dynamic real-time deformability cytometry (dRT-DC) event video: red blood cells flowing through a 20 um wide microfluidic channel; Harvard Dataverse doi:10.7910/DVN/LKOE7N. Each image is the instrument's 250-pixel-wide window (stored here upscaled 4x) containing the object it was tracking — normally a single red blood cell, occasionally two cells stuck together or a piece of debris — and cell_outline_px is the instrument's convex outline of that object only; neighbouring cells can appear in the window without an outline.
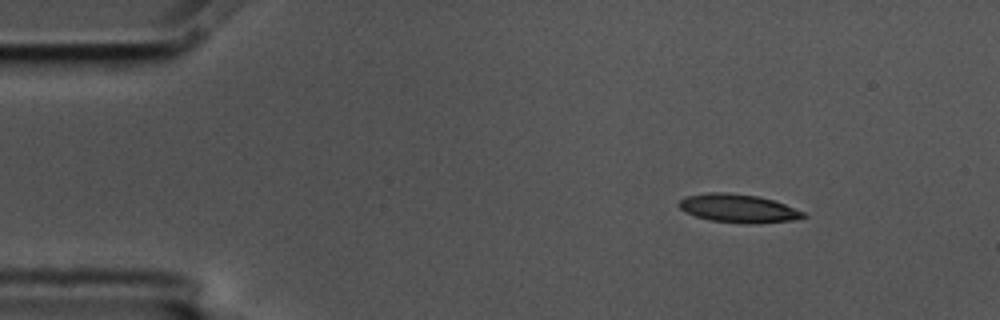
{"species": "common noctule bat (a hibernating species)", "species_latin": "Nyctalus noctula", "temperature_condition": "cold", "stored_images_in_passage": 51, "camera_frame_rate_fps": 3000, "um_per_image_px": 0.085, "animal": {"sex": "male", "body_mass_g": 17.5, "forearm_length_mm": 52.3}, "frame": {"image": 1, "passage_image": 1, "time_ms": 0.0, "image_size_px": [1000, 320], "cell_outline_px": [[808, 216], [792, 220], [752, 224], [744, 224], [708, 220], [684, 212], [676, 204], [680, 200], [688, 196], [708, 192], [728, 192], [760, 196], [784, 204], [804, 212]], "centroid_in_image_um": [62.72, 17.71], "position_along_channel_um": 22.3, "area_um2": 20.69}}
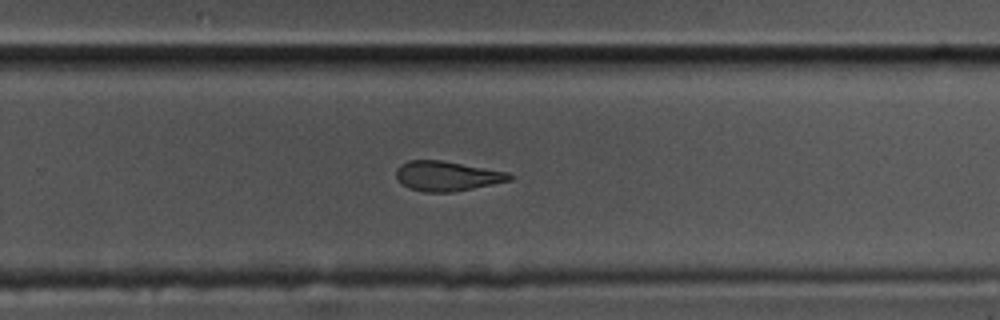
{"frame": {"image": 2, "passage_image": 30, "time_ms": 9.667, "image_size_px": [1000, 320], "cell_outline_px": [[512, 180], [452, 192], [424, 192], [408, 188], [396, 176], [396, 168], [400, 164], [408, 160], [440, 160], [508, 172], [512, 176]], "centroid_in_image_um": [37.97, 14.96], "position_along_channel_um": 291.8, "area_um2": 19.48}}
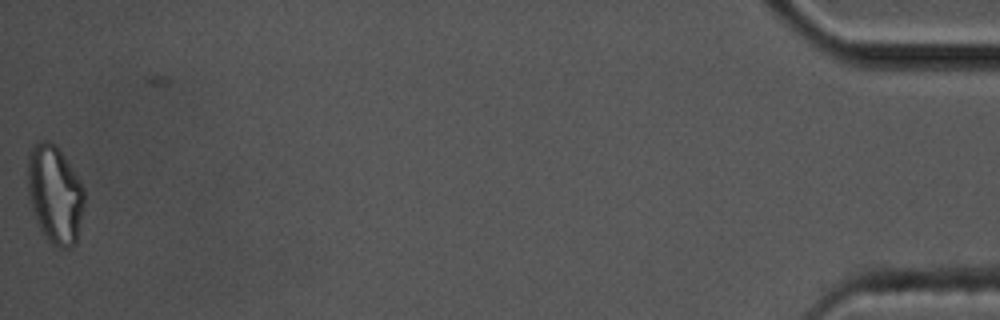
{"frame": {"image": 3, "passage_image": 50, "time_ms": 16.333, "image_size_px": [1000, 320], "cell_outline_px": [[84, 204], [76, 244], [72, 248], [60, 248], [52, 244], [40, 228], [32, 208], [28, 192], [28, 152], [32, 144], [40, 140], [48, 140], [64, 156], [80, 180], [84, 188]], "centroid_in_image_um": [4.67, 16.51], "position_along_channel_um": 430.5, "area_um2": 32.19}, "authors_computed_cell_mechanics": {"area_um2": 21.1548, "velocity_mm_per_s": 3.5495, "shape_relaxation_time_tau1_ms": 6.6973, "shape_relaxation_time_tau2_ms": 4.3875, "deformation_change_tau1": 0.1814, "deformation_change_tau2": 0.1422}}